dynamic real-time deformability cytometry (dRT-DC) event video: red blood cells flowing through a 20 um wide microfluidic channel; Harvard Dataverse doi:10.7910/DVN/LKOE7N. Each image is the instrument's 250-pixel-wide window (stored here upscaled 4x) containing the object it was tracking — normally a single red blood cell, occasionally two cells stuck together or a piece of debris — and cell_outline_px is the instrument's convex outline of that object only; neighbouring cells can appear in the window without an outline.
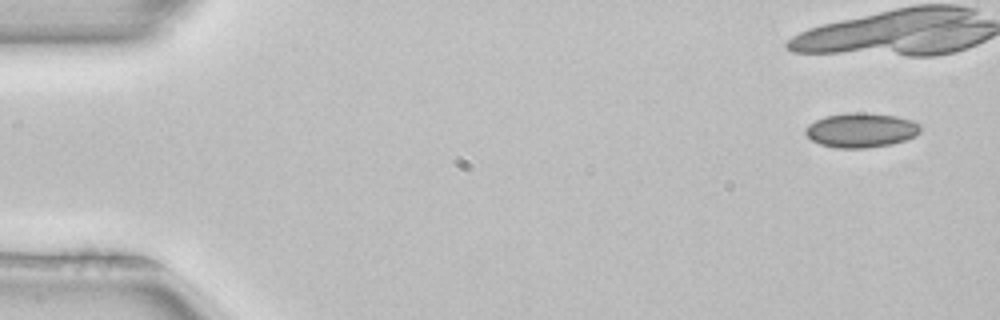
{"species": "common noctule bat (a hibernating species)", "species_latin": "Nyctalus noctula", "temperature_condition": "room temperature", "stored_images_in_passage": 5, "camera_frame_rate_fps": 3000, "um_per_image_px": 0.085, "animal": {"sex": "female", "body_mass_g": 22.7, "forearm_length_mm": 54.2}, "frame": {"image": 1, "passage_image": 1, "time_ms": 0.0, "image_size_px": [1000, 320], "cell_outline_px": [[920, 132], [916, 136], [892, 144], [868, 148], [836, 148], [820, 144], [812, 140], [804, 132], [804, 128], [808, 124], [824, 116], [848, 112], [864, 112], [896, 116], [912, 120], [920, 124]], "centroid_in_image_um": [73.18, 11.06], "position_along_channel_um": 11.8, "area_um2": 23.35}}
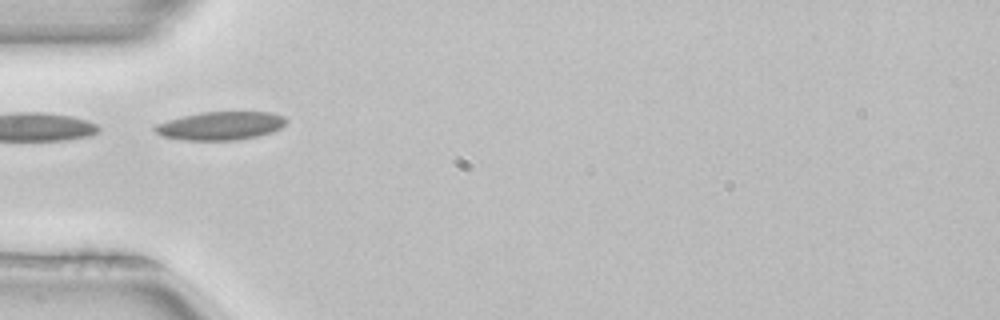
{"frame": {"image": 2, "passage_image": 4, "time_ms": 1.0, "image_size_px": [1000, 320], "cell_outline_px": [[288, 120], [280, 128], [272, 132], [256, 136], [236, 140], [184, 140], [160, 136], [152, 128], [156, 124], [168, 120], [200, 112], [272, 112], [284, 116]], "centroid_in_image_um": [18.74, 10.69], "position_along_channel_um": 66.3, "area_um2": 21.68}}